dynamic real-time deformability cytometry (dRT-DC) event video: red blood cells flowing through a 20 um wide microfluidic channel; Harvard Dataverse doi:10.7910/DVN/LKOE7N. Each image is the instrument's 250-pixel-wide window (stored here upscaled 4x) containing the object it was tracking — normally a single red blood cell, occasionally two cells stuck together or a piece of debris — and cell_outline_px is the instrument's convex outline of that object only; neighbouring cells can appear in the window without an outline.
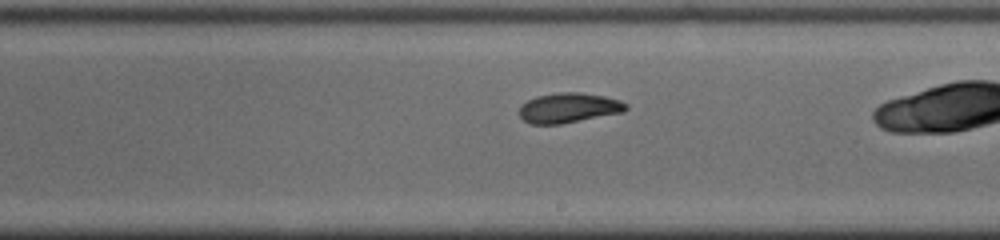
{"species": "common noctule bat (a hibernating species)", "species_latin": "Nyctalus noctula", "temperature_condition": "cold", "stored_images_in_passage": 31, "camera_frame_rate_fps": 3000, "um_per_image_px": 0.085, "animal": {"sex": "male", "body_mass_g": 19.0, "forearm_length_mm": 50.8}, "frame": {"image": 1, "passage_image": 21, "time_ms": 6.667, "image_size_px": [1000, 240], "cell_outline_px": [[628, 108], [624, 112], [560, 124], [532, 124], [524, 120], [520, 116], [520, 108], [528, 100], [536, 96], [560, 92], [580, 92], [604, 96], [620, 100], [628, 104]], "centroid_in_image_um": [48.38, 9.16], "position_along_channel_um": 240.6, "area_um2": 18.5}}
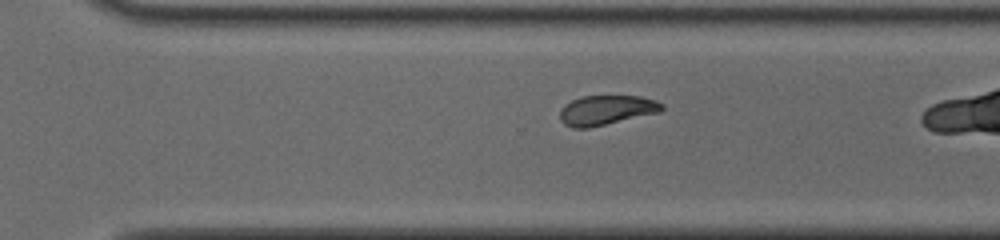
{"frame": {"image": 2, "passage_image": 27, "time_ms": 8.667, "image_size_px": [1000, 240], "cell_outline_px": [[664, 108], [660, 112], [588, 128], [572, 128], [564, 124], [560, 120], [560, 108], [564, 104], [580, 96], [640, 96], [656, 100], [664, 104]], "centroid_in_image_um": [51.52, 9.35], "position_along_channel_um": 319.1, "area_um2": 17.74}}
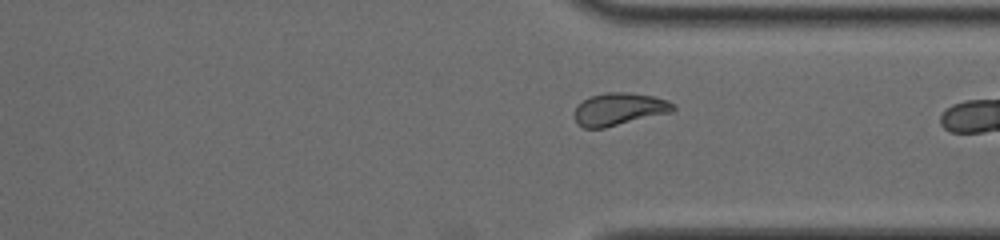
{"frame": {"image": 3, "passage_image": 30, "time_ms": 9.667, "image_size_px": [1000, 240], "cell_outline_px": [[676, 108], [672, 112], [604, 128], [584, 128], [576, 124], [576, 108], [584, 100], [592, 96], [608, 92], [628, 92], [652, 96], [668, 100], [676, 104]], "centroid_in_image_um": [52.68, 9.28], "position_along_channel_um": 358.7, "area_um2": 18.55}}